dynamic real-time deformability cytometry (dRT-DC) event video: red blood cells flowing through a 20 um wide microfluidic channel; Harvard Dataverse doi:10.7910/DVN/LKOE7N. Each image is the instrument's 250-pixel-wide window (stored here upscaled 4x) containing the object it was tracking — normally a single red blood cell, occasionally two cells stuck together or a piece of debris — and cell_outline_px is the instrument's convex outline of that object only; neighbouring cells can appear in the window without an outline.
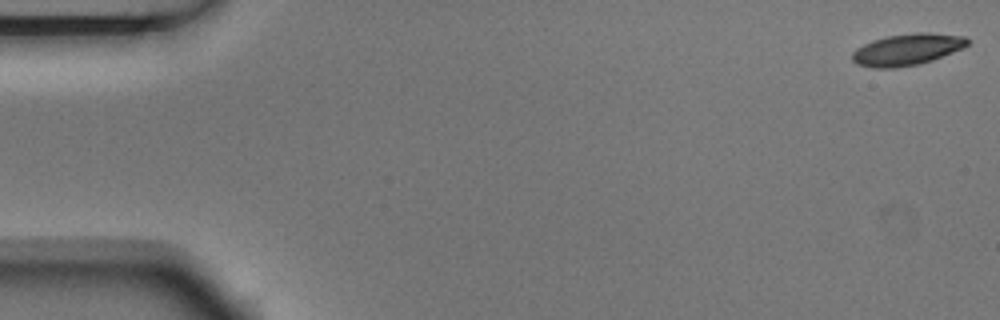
{"species": "Egyptian fruit bat (a non-hibernating species)", "species_latin": "Rousettus aegyptiacus", "temperature_condition": "room temperature", "stored_images_in_passage": 4, "camera_frame_rate_fps": 3000, "um_per_image_px": 0.085, "animal": {"sex": "male"}, "frame": {"image": 1, "passage_image": 1, "time_ms": 0.0, "image_size_px": [1000, 320], "cell_outline_px": [[968, 44], [964, 48], [932, 60], [920, 64], [896, 68], [872, 68], [856, 64], [852, 60], [852, 52], [856, 48], [872, 40], [888, 36], [916, 32], [928, 32], [964, 36], [968, 40]], "centroid_in_image_um": [77.09, 4.21], "position_along_channel_um": 7.9, "area_um2": 21.33}}